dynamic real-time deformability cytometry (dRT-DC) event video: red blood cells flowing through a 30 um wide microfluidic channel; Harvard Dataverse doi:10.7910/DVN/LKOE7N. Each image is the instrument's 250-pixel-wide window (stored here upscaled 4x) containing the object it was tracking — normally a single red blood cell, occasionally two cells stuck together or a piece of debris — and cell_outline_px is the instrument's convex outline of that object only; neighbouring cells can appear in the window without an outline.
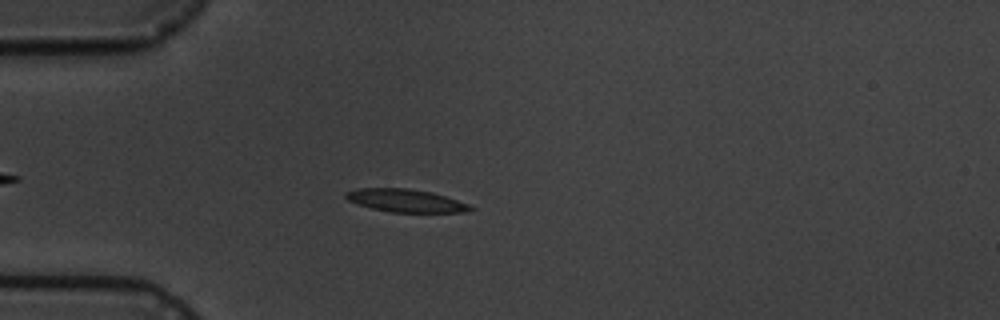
{"species": "common noctule bat (a hibernating species)", "species_latin": "Nyctalus noctula", "temperature_condition": "cold", "stored_images_in_passage": 3, "camera_frame_rate_fps": 3000, "um_per_image_px": 0.085, "animal": {"sex": "male", "body_mass_g": 19.5, "forearm_length_mm": 54.6}, "frame": {"image": 1, "passage_image": 2, "time_ms": 1.333, "image_size_px": [1000, 320], "cell_outline_px": [[476, 208], [464, 212], [388, 212], [372, 208], [348, 200], [344, 196], [344, 192], [356, 188], [408, 188], [432, 192], [468, 204]], "centroid_in_image_um": [34.45, 17.04], "position_along_channel_um": 50.5, "area_um2": 16.53}}